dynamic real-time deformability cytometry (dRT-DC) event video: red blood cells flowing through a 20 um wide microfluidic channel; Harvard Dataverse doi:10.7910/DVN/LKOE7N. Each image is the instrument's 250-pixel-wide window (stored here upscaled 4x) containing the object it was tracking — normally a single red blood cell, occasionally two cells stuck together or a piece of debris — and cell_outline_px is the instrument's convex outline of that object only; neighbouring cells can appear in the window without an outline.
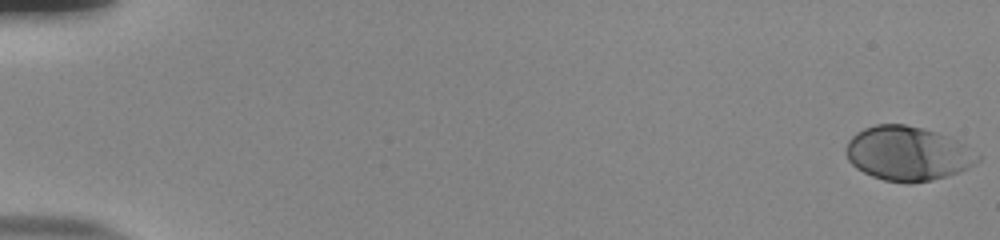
{"species": "human", "species_latin": "Homo sapiens", "temperature_condition": "room temperature", "stored_images_in_passage": 56, "camera_frame_rate_fps": 3000, "um_per_image_px": 0.085, "donor": {"sex": "male"}, "frame": {"image": 1, "passage_image": 1, "time_ms": 0.0, "image_size_px": [1000, 240], "cell_outline_px": [[980, 160], [968, 168], [948, 176], [932, 180], [908, 184], [904, 184], [884, 180], [872, 176], [856, 168], [848, 160], [844, 152], [844, 148], [848, 140], [856, 132], [864, 128], [876, 124], [904, 124], [924, 128], [948, 136], [964, 144], [980, 156]], "centroid_in_image_um": [77.12, 13.05], "position_along_channel_um": 7.9, "area_um2": 41.96}}
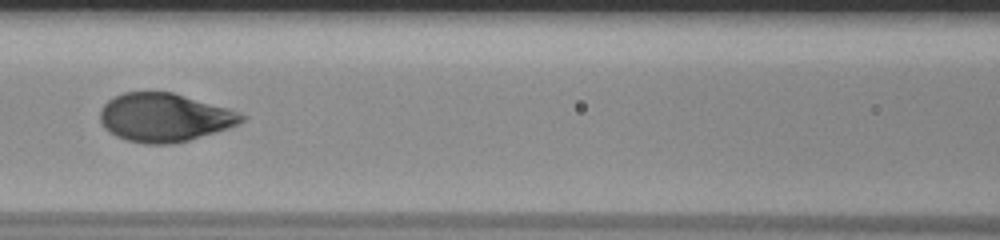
{"frame": {"image": 2, "passage_image": 27, "time_ms": 8.667, "image_size_px": [1000, 240], "cell_outline_px": [[248, 116], [240, 124], [228, 128], [188, 140], [172, 144], [144, 144], [128, 140], [116, 136], [108, 132], [104, 128], [100, 120], [100, 108], [108, 100], [124, 92], [172, 92], [228, 108], [240, 112]], "centroid_in_image_um": [13.98, 9.99], "position_along_channel_um": 152.6, "area_um2": 40.0}}
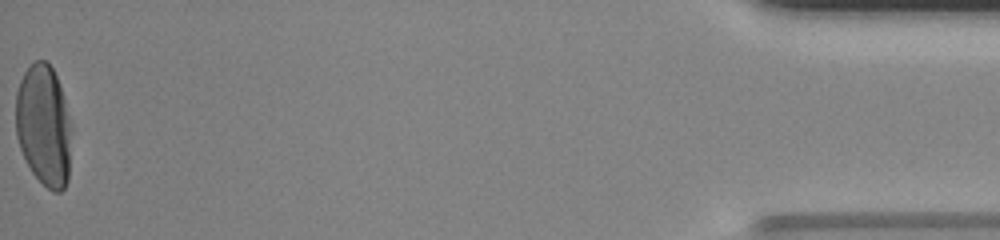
{"frame": {"image": 3, "passage_image": 56, "time_ms": 18.333, "image_size_px": [1000, 240], "cell_outline_px": [[72, 124], [68, 180], [64, 188], [60, 192], [52, 192], [32, 172], [20, 148], [16, 136], [16, 92], [20, 80], [24, 72], [36, 60], [44, 60], [52, 68], [56, 76], [64, 96]], "centroid_in_image_um": [3.74, 10.67], "position_along_channel_um": 431.5, "area_um2": 39.59}, "authors_computed_cell_mechanics": {"area_um2": 39.9687, "velocity_mm_per_s": 3.781, "shape_relaxation_time_tau1_ms": 3.4078, "shape_relaxation_time_tau2_ms": null, "deformation_change_tau1": 0.184, "deformation_change_tau2": null}}